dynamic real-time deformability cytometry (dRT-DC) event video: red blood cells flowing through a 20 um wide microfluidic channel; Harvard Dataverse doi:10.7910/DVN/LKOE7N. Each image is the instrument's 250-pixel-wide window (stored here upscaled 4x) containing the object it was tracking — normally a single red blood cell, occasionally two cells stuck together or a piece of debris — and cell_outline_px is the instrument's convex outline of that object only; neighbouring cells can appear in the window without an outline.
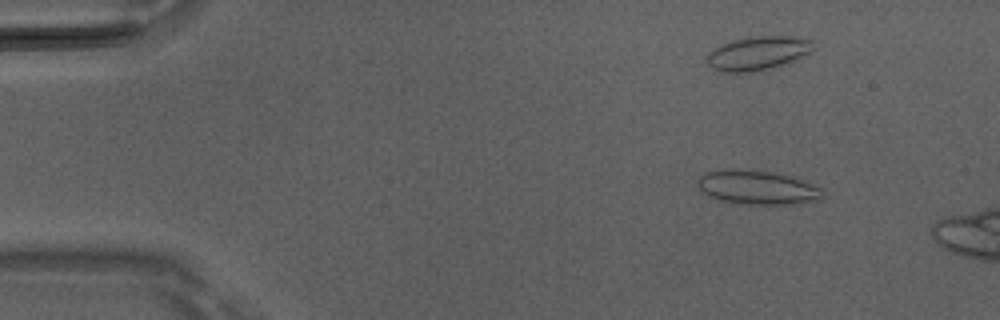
{"species": "Egyptian fruit bat (a non-hibernating species)", "species_latin": "Rousettus aegyptiacus", "temperature_condition": "room temperature", "stored_images_in_passage": 15, "camera_frame_rate_fps": 3000, "um_per_image_px": 0.085, "animal": {"sex": "male"}, "frame": {"image": 1, "passage_image": 7, "time_ms": 2.0, "image_size_px": [1000, 320], "cell_outline_px": [[824, 200], [792, 204], [740, 204], [720, 200], [708, 196], [696, 184], [696, 180], [704, 172], [732, 168], [768, 172], [788, 176], [800, 180], [820, 188], [824, 192]], "centroid_in_image_um": [64.35, 15.95], "position_along_channel_um": 20.7, "area_um2": 24.74}}